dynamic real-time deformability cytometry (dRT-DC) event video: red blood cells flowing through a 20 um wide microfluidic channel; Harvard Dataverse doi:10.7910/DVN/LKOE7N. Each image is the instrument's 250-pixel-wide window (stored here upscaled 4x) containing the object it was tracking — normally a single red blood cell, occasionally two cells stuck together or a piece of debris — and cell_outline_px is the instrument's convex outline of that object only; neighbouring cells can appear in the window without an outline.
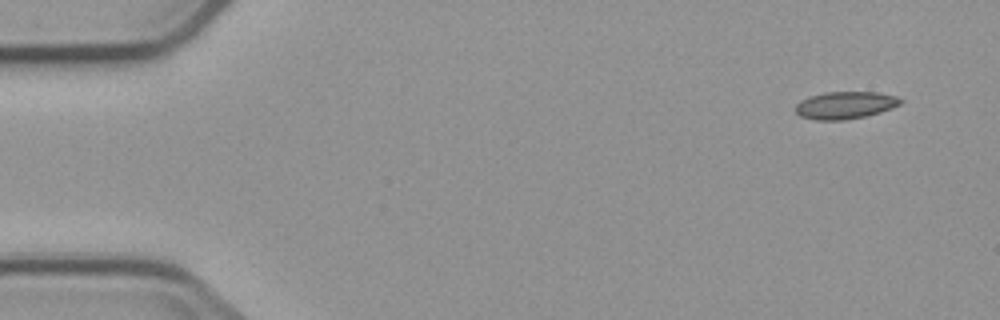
{"species": "common noctule bat (a hibernating species)", "species_latin": "Nyctalus noctula", "temperature_condition": "cold", "stored_images_in_passage": 3, "camera_frame_rate_fps": 3000, "um_per_image_px": 0.085, "animal": {"sex": "male", "body_mass_g": 23.1, "forearm_length_mm": 52.7}, "frame": {"image": 1, "passage_image": 1, "time_ms": 0.0, "image_size_px": [1000, 320], "cell_outline_px": [[904, 100], [900, 104], [880, 112], [864, 116], [844, 120], [816, 120], [800, 116], [796, 112], [796, 104], [800, 100], [808, 96], [824, 92], [876, 92], [896, 96]], "centroid_in_image_um": [71.81, 8.93], "position_along_channel_um": 13.2, "area_um2": 16.7}}